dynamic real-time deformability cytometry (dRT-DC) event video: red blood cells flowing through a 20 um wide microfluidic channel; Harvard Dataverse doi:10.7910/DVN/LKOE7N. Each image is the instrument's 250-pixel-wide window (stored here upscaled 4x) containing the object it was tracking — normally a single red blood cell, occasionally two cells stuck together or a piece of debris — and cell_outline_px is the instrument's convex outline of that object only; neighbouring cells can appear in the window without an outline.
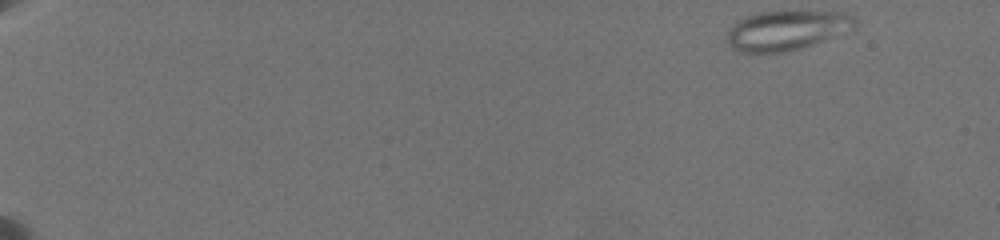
{"species": "common noctule bat (a hibernating species)", "species_latin": "Nyctalus noctula", "temperature_condition": "warm", "stored_images_in_passage": 28, "camera_frame_rate_fps": 3000, "um_per_image_px": 0.085, "animal": {"sex": "female", "body_mass_g": 19.5, "forearm_length_mm": 54.1}, "frame": {"image": 1, "passage_image": 1, "time_ms": 0.0, "image_size_px": [1000, 240], "cell_outline_px": [[856, 20], [832, 36], [824, 40], [788, 52], [736, 52], [728, 44], [728, 32], [740, 20], [748, 16], [764, 12], [840, 12], [852, 16]], "centroid_in_image_um": [66.74, 2.6], "position_along_channel_um": 18.3, "area_um2": 28.09}}
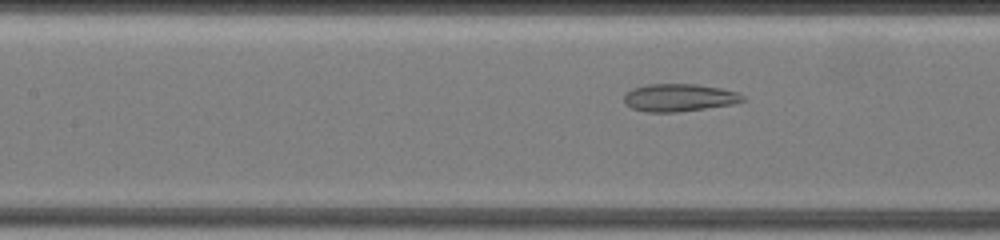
{"frame": {"image": 2, "passage_image": 23, "time_ms": 8.667, "image_size_px": [1000, 240], "cell_outline_px": [[748, 100], [732, 104], [676, 112], [648, 112], [632, 108], [624, 104], [624, 96], [632, 88], [648, 84], [696, 84], [720, 88], [736, 92], [744, 96]], "centroid_in_image_um": [57.72, 8.29], "position_along_channel_um": 149.7, "area_um2": 19.02}}
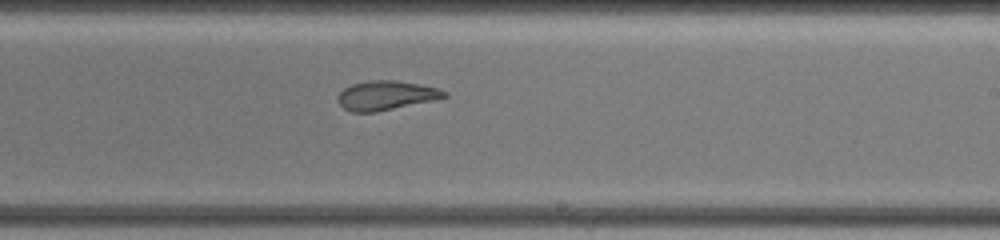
{"frame": {"image": 3, "passage_image": 28, "time_ms": 11.667, "image_size_px": [1000, 240], "cell_outline_px": [[448, 96], [432, 100], [376, 112], [352, 112], [344, 108], [336, 100], [336, 96], [344, 88], [352, 84], [368, 80], [396, 80], [420, 84], [440, 88], [448, 92]], "centroid_in_image_um": [32.8, 8.1], "position_along_channel_um": 256.2, "area_um2": 18.21}}